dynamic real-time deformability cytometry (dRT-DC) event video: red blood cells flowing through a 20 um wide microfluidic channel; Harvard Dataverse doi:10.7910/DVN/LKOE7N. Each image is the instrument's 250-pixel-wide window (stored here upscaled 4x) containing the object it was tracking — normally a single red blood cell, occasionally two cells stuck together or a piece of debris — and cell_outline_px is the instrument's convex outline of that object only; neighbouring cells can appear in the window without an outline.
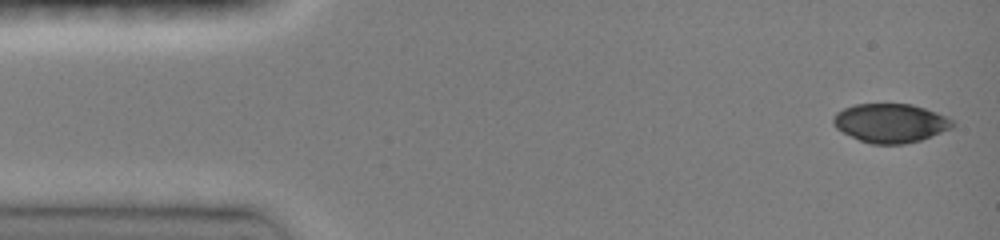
{"species": "common noctule bat (a hibernating species)", "species_latin": "Nyctalus noctula", "temperature_condition": "room temperature", "stored_images_in_passage": 45, "camera_frame_rate_fps": 3000, "um_per_image_px": 0.085, "animal": {"sex": "female", "body_mass_g": 19.0, "forearm_length_mm": 51.5}, "frame": {"image": 1, "passage_image": 1, "time_ms": 0.0, "image_size_px": [1000, 240], "cell_outline_px": [[956, 124], [952, 128], [920, 140], [904, 144], [872, 144], [860, 140], [836, 128], [832, 124], [832, 116], [836, 112], [844, 108], [856, 104], [912, 104], [936, 112], [952, 120]], "centroid_in_image_um": [75.67, 10.45], "position_along_channel_um": 9.3, "area_um2": 26.93}}
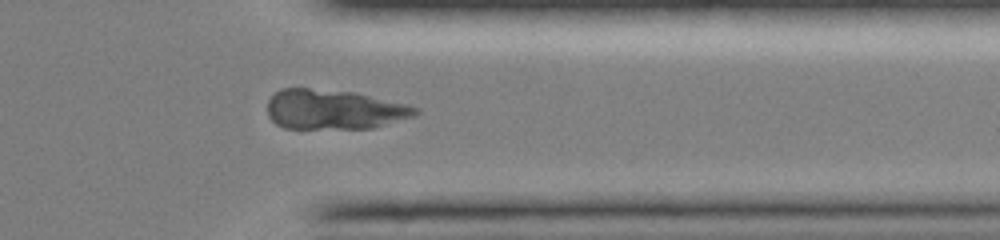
{"frame": {"image": 2, "passage_image": 36, "time_ms": 11.667, "image_size_px": [1000, 240], "cell_outline_px": [[420, 112], [416, 116], [372, 128], [284, 128], [276, 124], [268, 116], [268, 100], [280, 88], [308, 88], [356, 92], [408, 104], [420, 108]], "centroid_in_image_um": [28.43, 9.3], "position_along_channel_um": 383.0, "area_um2": 34.51}}
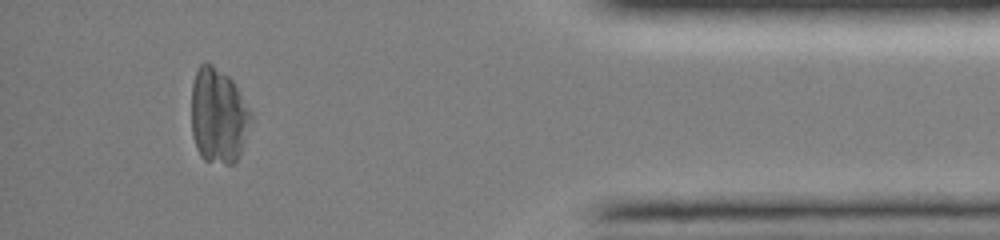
{"frame": {"image": 3, "passage_image": 41, "time_ms": 13.333, "image_size_px": [1000, 240], "cell_outline_px": [[252, 120], [240, 152], [236, 160], [232, 164], [224, 164], [204, 160], [200, 156], [196, 148], [192, 136], [192, 84], [196, 72], [200, 64], [204, 60], [212, 64], [228, 76], [232, 80], [252, 112]], "centroid_in_image_um": [18.55, 9.83], "position_along_channel_um": 416.7, "area_um2": 33.12}}